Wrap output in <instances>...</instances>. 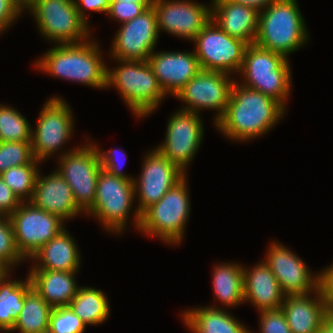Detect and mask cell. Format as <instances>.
I'll use <instances>...</instances> for the list:
<instances>
[{
  "mask_svg": "<svg viewBox=\"0 0 333 333\" xmlns=\"http://www.w3.org/2000/svg\"><path fill=\"white\" fill-rule=\"evenodd\" d=\"M201 70L230 73L243 65L247 43L223 31L212 19L193 39Z\"/></svg>",
  "mask_w": 333,
  "mask_h": 333,
  "instance_id": "obj_8",
  "label": "cell"
},
{
  "mask_svg": "<svg viewBox=\"0 0 333 333\" xmlns=\"http://www.w3.org/2000/svg\"><path fill=\"white\" fill-rule=\"evenodd\" d=\"M318 288L323 297H333V265L319 273Z\"/></svg>",
  "mask_w": 333,
  "mask_h": 333,
  "instance_id": "obj_42",
  "label": "cell"
},
{
  "mask_svg": "<svg viewBox=\"0 0 333 333\" xmlns=\"http://www.w3.org/2000/svg\"><path fill=\"white\" fill-rule=\"evenodd\" d=\"M184 177L155 204L141 214L139 230L156 236L165 243H179L189 217L190 204Z\"/></svg>",
  "mask_w": 333,
  "mask_h": 333,
  "instance_id": "obj_6",
  "label": "cell"
},
{
  "mask_svg": "<svg viewBox=\"0 0 333 333\" xmlns=\"http://www.w3.org/2000/svg\"><path fill=\"white\" fill-rule=\"evenodd\" d=\"M109 2L110 0H80V4L79 1L77 2V0L75 1L76 4V8L77 11L79 12L80 17L87 23L86 20V16L83 11V7L81 6V4L91 10V11H99V12H108V6H109Z\"/></svg>",
  "mask_w": 333,
  "mask_h": 333,
  "instance_id": "obj_41",
  "label": "cell"
},
{
  "mask_svg": "<svg viewBox=\"0 0 333 333\" xmlns=\"http://www.w3.org/2000/svg\"><path fill=\"white\" fill-rule=\"evenodd\" d=\"M264 261L279 282L285 295L315 293L318 289V276L309 273L307 265L283 245L272 243ZM308 292V293H307Z\"/></svg>",
  "mask_w": 333,
  "mask_h": 333,
  "instance_id": "obj_18",
  "label": "cell"
},
{
  "mask_svg": "<svg viewBox=\"0 0 333 333\" xmlns=\"http://www.w3.org/2000/svg\"><path fill=\"white\" fill-rule=\"evenodd\" d=\"M24 8L31 9L40 32L58 44L81 43L90 35L75 0H30Z\"/></svg>",
  "mask_w": 333,
  "mask_h": 333,
  "instance_id": "obj_7",
  "label": "cell"
},
{
  "mask_svg": "<svg viewBox=\"0 0 333 333\" xmlns=\"http://www.w3.org/2000/svg\"><path fill=\"white\" fill-rule=\"evenodd\" d=\"M60 162L57 171L70 185L76 205L88 212L94 204L98 174L102 169L97 147H78L62 155Z\"/></svg>",
  "mask_w": 333,
  "mask_h": 333,
  "instance_id": "obj_11",
  "label": "cell"
},
{
  "mask_svg": "<svg viewBox=\"0 0 333 333\" xmlns=\"http://www.w3.org/2000/svg\"><path fill=\"white\" fill-rule=\"evenodd\" d=\"M122 24L113 40L112 56L117 60L148 61L159 34L153 6Z\"/></svg>",
  "mask_w": 333,
  "mask_h": 333,
  "instance_id": "obj_15",
  "label": "cell"
},
{
  "mask_svg": "<svg viewBox=\"0 0 333 333\" xmlns=\"http://www.w3.org/2000/svg\"><path fill=\"white\" fill-rule=\"evenodd\" d=\"M20 203L21 201L0 176V216L9 217L19 207Z\"/></svg>",
  "mask_w": 333,
  "mask_h": 333,
  "instance_id": "obj_39",
  "label": "cell"
},
{
  "mask_svg": "<svg viewBox=\"0 0 333 333\" xmlns=\"http://www.w3.org/2000/svg\"><path fill=\"white\" fill-rule=\"evenodd\" d=\"M212 20L228 35L254 44L259 11L230 0H213Z\"/></svg>",
  "mask_w": 333,
  "mask_h": 333,
  "instance_id": "obj_21",
  "label": "cell"
},
{
  "mask_svg": "<svg viewBox=\"0 0 333 333\" xmlns=\"http://www.w3.org/2000/svg\"><path fill=\"white\" fill-rule=\"evenodd\" d=\"M8 271L0 278V330L12 331L15 320L18 318L27 291L32 287L31 279L25 282L8 281Z\"/></svg>",
  "mask_w": 333,
  "mask_h": 333,
  "instance_id": "obj_27",
  "label": "cell"
},
{
  "mask_svg": "<svg viewBox=\"0 0 333 333\" xmlns=\"http://www.w3.org/2000/svg\"><path fill=\"white\" fill-rule=\"evenodd\" d=\"M260 313V333H292L281 308Z\"/></svg>",
  "mask_w": 333,
  "mask_h": 333,
  "instance_id": "obj_36",
  "label": "cell"
},
{
  "mask_svg": "<svg viewBox=\"0 0 333 333\" xmlns=\"http://www.w3.org/2000/svg\"><path fill=\"white\" fill-rule=\"evenodd\" d=\"M24 6L30 1V0H19Z\"/></svg>",
  "mask_w": 333,
  "mask_h": 333,
  "instance_id": "obj_48",
  "label": "cell"
},
{
  "mask_svg": "<svg viewBox=\"0 0 333 333\" xmlns=\"http://www.w3.org/2000/svg\"><path fill=\"white\" fill-rule=\"evenodd\" d=\"M72 237L63 229L31 258L42 261L32 270L77 271L79 256Z\"/></svg>",
  "mask_w": 333,
  "mask_h": 333,
  "instance_id": "obj_25",
  "label": "cell"
},
{
  "mask_svg": "<svg viewBox=\"0 0 333 333\" xmlns=\"http://www.w3.org/2000/svg\"><path fill=\"white\" fill-rule=\"evenodd\" d=\"M326 302V318L333 322V297H323Z\"/></svg>",
  "mask_w": 333,
  "mask_h": 333,
  "instance_id": "obj_44",
  "label": "cell"
},
{
  "mask_svg": "<svg viewBox=\"0 0 333 333\" xmlns=\"http://www.w3.org/2000/svg\"><path fill=\"white\" fill-rule=\"evenodd\" d=\"M8 270L3 267L1 264H0V278L4 275L5 272H7Z\"/></svg>",
  "mask_w": 333,
  "mask_h": 333,
  "instance_id": "obj_47",
  "label": "cell"
},
{
  "mask_svg": "<svg viewBox=\"0 0 333 333\" xmlns=\"http://www.w3.org/2000/svg\"><path fill=\"white\" fill-rule=\"evenodd\" d=\"M314 300L304 295H285L281 309L292 333H318L326 318V302L319 290Z\"/></svg>",
  "mask_w": 333,
  "mask_h": 333,
  "instance_id": "obj_22",
  "label": "cell"
},
{
  "mask_svg": "<svg viewBox=\"0 0 333 333\" xmlns=\"http://www.w3.org/2000/svg\"><path fill=\"white\" fill-rule=\"evenodd\" d=\"M41 333H52L49 329L42 331Z\"/></svg>",
  "mask_w": 333,
  "mask_h": 333,
  "instance_id": "obj_49",
  "label": "cell"
},
{
  "mask_svg": "<svg viewBox=\"0 0 333 333\" xmlns=\"http://www.w3.org/2000/svg\"><path fill=\"white\" fill-rule=\"evenodd\" d=\"M140 180L134 183V192L139 193L140 202L135 215V225L139 229L141 214L151 205L157 203L167 191L185 176L179 167L169 161L157 149L149 153L144 161Z\"/></svg>",
  "mask_w": 333,
  "mask_h": 333,
  "instance_id": "obj_12",
  "label": "cell"
},
{
  "mask_svg": "<svg viewBox=\"0 0 333 333\" xmlns=\"http://www.w3.org/2000/svg\"><path fill=\"white\" fill-rule=\"evenodd\" d=\"M183 318L194 333H250L242 323L217 307L189 310Z\"/></svg>",
  "mask_w": 333,
  "mask_h": 333,
  "instance_id": "obj_26",
  "label": "cell"
},
{
  "mask_svg": "<svg viewBox=\"0 0 333 333\" xmlns=\"http://www.w3.org/2000/svg\"><path fill=\"white\" fill-rule=\"evenodd\" d=\"M110 2H134L142 4L147 9L153 6L154 0H110Z\"/></svg>",
  "mask_w": 333,
  "mask_h": 333,
  "instance_id": "obj_46",
  "label": "cell"
},
{
  "mask_svg": "<svg viewBox=\"0 0 333 333\" xmlns=\"http://www.w3.org/2000/svg\"><path fill=\"white\" fill-rule=\"evenodd\" d=\"M37 164H24L12 167L0 174L5 184L22 202L23 198L31 200L39 171ZM26 196V197H24Z\"/></svg>",
  "mask_w": 333,
  "mask_h": 333,
  "instance_id": "obj_32",
  "label": "cell"
},
{
  "mask_svg": "<svg viewBox=\"0 0 333 333\" xmlns=\"http://www.w3.org/2000/svg\"><path fill=\"white\" fill-rule=\"evenodd\" d=\"M30 202L63 221L82 212L76 205L70 185L58 171L44 178L38 173Z\"/></svg>",
  "mask_w": 333,
  "mask_h": 333,
  "instance_id": "obj_20",
  "label": "cell"
},
{
  "mask_svg": "<svg viewBox=\"0 0 333 333\" xmlns=\"http://www.w3.org/2000/svg\"><path fill=\"white\" fill-rule=\"evenodd\" d=\"M203 137L197 113L179 110L168 122L166 140L157 150L183 172L194 157Z\"/></svg>",
  "mask_w": 333,
  "mask_h": 333,
  "instance_id": "obj_16",
  "label": "cell"
},
{
  "mask_svg": "<svg viewBox=\"0 0 333 333\" xmlns=\"http://www.w3.org/2000/svg\"><path fill=\"white\" fill-rule=\"evenodd\" d=\"M243 290L244 301L253 302L260 312L281 308L285 298L279 282L264 261L251 271L243 268Z\"/></svg>",
  "mask_w": 333,
  "mask_h": 333,
  "instance_id": "obj_23",
  "label": "cell"
},
{
  "mask_svg": "<svg viewBox=\"0 0 333 333\" xmlns=\"http://www.w3.org/2000/svg\"><path fill=\"white\" fill-rule=\"evenodd\" d=\"M148 62L165 94L174 96L201 71L195 52H152Z\"/></svg>",
  "mask_w": 333,
  "mask_h": 333,
  "instance_id": "obj_19",
  "label": "cell"
},
{
  "mask_svg": "<svg viewBox=\"0 0 333 333\" xmlns=\"http://www.w3.org/2000/svg\"><path fill=\"white\" fill-rule=\"evenodd\" d=\"M77 271L32 270L29 274L32 287L52 307L69 306L79 288L74 275Z\"/></svg>",
  "mask_w": 333,
  "mask_h": 333,
  "instance_id": "obj_24",
  "label": "cell"
},
{
  "mask_svg": "<svg viewBox=\"0 0 333 333\" xmlns=\"http://www.w3.org/2000/svg\"><path fill=\"white\" fill-rule=\"evenodd\" d=\"M101 60L98 45L86 40L51 48L36 65L53 76L105 88L107 67Z\"/></svg>",
  "mask_w": 333,
  "mask_h": 333,
  "instance_id": "obj_2",
  "label": "cell"
},
{
  "mask_svg": "<svg viewBox=\"0 0 333 333\" xmlns=\"http://www.w3.org/2000/svg\"><path fill=\"white\" fill-rule=\"evenodd\" d=\"M53 308L31 287L24 298L23 308L15 320L12 330L21 333H41L49 329Z\"/></svg>",
  "mask_w": 333,
  "mask_h": 333,
  "instance_id": "obj_28",
  "label": "cell"
},
{
  "mask_svg": "<svg viewBox=\"0 0 333 333\" xmlns=\"http://www.w3.org/2000/svg\"><path fill=\"white\" fill-rule=\"evenodd\" d=\"M122 65L108 70L107 86H115L123 99L141 117L150 114L166 96L148 61L120 60Z\"/></svg>",
  "mask_w": 333,
  "mask_h": 333,
  "instance_id": "obj_4",
  "label": "cell"
},
{
  "mask_svg": "<svg viewBox=\"0 0 333 333\" xmlns=\"http://www.w3.org/2000/svg\"><path fill=\"white\" fill-rule=\"evenodd\" d=\"M23 8L24 5L19 0H0V29H6Z\"/></svg>",
  "mask_w": 333,
  "mask_h": 333,
  "instance_id": "obj_38",
  "label": "cell"
},
{
  "mask_svg": "<svg viewBox=\"0 0 333 333\" xmlns=\"http://www.w3.org/2000/svg\"><path fill=\"white\" fill-rule=\"evenodd\" d=\"M288 59L283 54L248 44L240 72L246 83L242 86L268 95L284 107L290 90L291 71Z\"/></svg>",
  "mask_w": 333,
  "mask_h": 333,
  "instance_id": "obj_5",
  "label": "cell"
},
{
  "mask_svg": "<svg viewBox=\"0 0 333 333\" xmlns=\"http://www.w3.org/2000/svg\"><path fill=\"white\" fill-rule=\"evenodd\" d=\"M32 129L27 120L7 106H0V142H31Z\"/></svg>",
  "mask_w": 333,
  "mask_h": 333,
  "instance_id": "obj_31",
  "label": "cell"
},
{
  "mask_svg": "<svg viewBox=\"0 0 333 333\" xmlns=\"http://www.w3.org/2000/svg\"><path fill=\"white\" fill-rule=\"evenodd\" d=\"M72 112L65 101L53 97L40 112L35 134H31L33 156L40 162L65 143L72 131Z\"/></svg>",
  "mask_w": 333,
  "mask_h": 333,
  "instance_id": "obj_13",
  "label": "cell"
},
{
  "mask_svg": "<svg viewBox=\"0 0 333 333\" xmlns=\"http://www.w3.org/2000/svg\"><path fill=\"white\" fill-rule=\"evenodd\" d=\"M8 218L13 227L17 249L24 258L32 257L64 229L62 219L35 207L29 201L28 205H23L22 201Z\"/></svg>",
  "mask_w": 333,
  "mask_h": 333,
  "instance_id": "obj_10",
  "label": "cell"
},
{
  "mask_svg": "<svg viewBox=\"0 0 333 333\" xmlns=\"http://www.w3.org/2000/svg\"><path fill=\"white\" fill-rule=\"evenodd\" d=\"M146 8L134 2H109L108 14L125 23L140 15Z\"/></svg>",
  "mask_w": 333,
  "mask_h": 333,
  "instance_id": "obj_37",
  "label": "cell"
},
{
  "mask_svg": "<svg viewBox=\"0 0 333 333\" xmlns=\"http://www.w3.org/2000/svg\"><path fill=\"white\" fill-rule=\"evenodd\" d=\"M230 1L252 7L260 12L261 10L265 9L270 3L277 0H230Z\"/></svg>",
  "mask_w": 333,
  "mask_h": 333,
  "instance_id": "obj_43",
  "label": "cell"
},
{
  "mask_svg": "<svg viewBox=\"0 0 333 333\" xmlns=\"http://www.w3.org/2000/svg\"><path fill=\"white\" fill-rule=\"evenodd\" d=\"M116 151H119V150H116ZM116 151L109 150L108 152H106L104 154L102 151L100 152L99 148L97 149V153L99 156V160H100L102 169L116 177H121V178H124L127 180H134V179L128 177L127 175H124V173L121 172L119 164H118V162H116V161H118V158L115 157V155H114ZM124 156H126L125 153H124Z\"/></svg>",
  "mask_w": 333,
  "mask_h": 333,
  "instance_id": "obj_40",
  "label": "cell"
},
{
  "mask_svg": "<svg viewBox=\"0 0 333 333\" xmlns=\"http://www.w3.org/2000/svg\"><path fill=\"white\" fill-rule=\"evenodd\" d=\"M261 11L256 45L287 56L307 43L306 27L296 0H277Z\"/></svg>",
  "mask_w": 333,
  "mask_h": 333,
  "instance_id": "obj_3",
  "label": "cell"
},
{
  "mask_svg": "<svg viewBox=\"0 0 333 333\" xmlns=\"http://www.w3.org/2000/svg\"><path fill=\"white\" fill-rule=\"evenodd\" d=\"M23 258L17 249L10 219L0 216V264L10 271L11 265L17 264Z\"/></svg>",
  "mask_w": 333,
  "mask_h": 333,
  "instance_id": "obj_34",
  "label": "cell"
},
{
  "mask_svg": "<svg viewBox=\"0 0 333 333\" xmlns=\"http://www.w3.org/2000/svg\"><path fill=\"white\" fill-rule=\"evenodd\" d=\"M318 333H333V322L325 318Z\"/></svg>",
  "mask_w": 333,
  "mask_h": 333,
  "instance_id": "obj_45",
  "label": "cell"
},
{
  "mask_svg": "<svg viewBox=\"0 0 333 333\" xmlns=\"http://www.w3.org/2000/svg\"><path fill=\"white\" fill-rule=\"evenodd\" d=\"M133 181L116 177L101 169L94 204L87 213L100 218L106 229L121 233L135 199Z\"/></svg>",
  "mask_w": 333,
  "mask_h": 333,
  "instance_id": "obj_9",
  "label": "cell"
},
{
  "mask_svg": "<svg viewBox=\"0 0 333 333\" xmlns=\"http://www.w3.org/2000/svg\"><path fill=\"white\" fill-rule=\"evenodd\" d=\"M284 109L274 98L234 81L226 111L215 125L229 138L248 140L271 129Z\"/></svg>",
  "mask_w": 333,
  "mask_h": 333,
  "instance_id": "obj_1",
  "label": "cell"
},
{
  "mask_svg": "<svg viewBox=\"0 0 333 333\" xmlns=\"http://www.w3.org/2000/svg\"><path fill=\"white\" fill-rule=\"evenodd\" d=\"M31 142H0V174L24 164H37Z\"/></svg>",
  "mask_w": 333,
  "mask_h": 333,
  "instance_id": "obj_33",
  "label": "cell"
},
{
  "mask_svg": "<svg viewBox=\"0 0 333 333\" xmlns=\"http://www.w3.org/2000/svg\"><path fill=\"white\" fill-rule=\"evenodd\" d=\"M153 8L157 16L158 32L166 30L170 34L193 40L210 22L212 8L190 1L154 0Z\"/></svg>",
  "mask_w": 333,
  "mask_h": 333,
  "instance_id": "obj_17",
  "label": "cell"
},
{
  "mask_svg": "<svg viewBox=\"0 0 333 333\" xmlns=\"http://www.w3.org/2000/svg\"><path fill=\"white\" fill-rule=\"evenodd\" d=\"M213 287L216 296L225 306L240 305L244 301L243 267L234 263L216 266Z\"/></svg>",
  "mask_w": 333,
  "mask_h": 333,
  "instance_id": "obj_29",
  "label": "cell"
},
{
  "mask_svg": "<svg viewBox=\"0 0 333 333\" xmlns=\"http://www.w3.org/2000/svg\"><path fill=\"white\" fill-rule=\"evenodd\" d=\"M85 326L69 306L53 308L50 314L49 330L52 333H83Z\"/></svg>",
  "mask_w": 333,
  "mask_h": 333,
  "instance_id": "obj_35",
  "label": "cell"
},
{
  "mask_svg": "<svg viewBox=\"0 0 333 333\" xmlns=\"http://www.w3.org/2000/svg\"><path fill=\"white\" fill-rule=\"evenodd\" d=\"M69 308L85 323L100 324L108 318L109 304L101 290L89 287H79Z\"/></svg>",
  "mask_w": 333,
  "mask_h": 333,
  "instance_id": "obj_30",
  "label": "cell"
},
{
  "mask_svg": "<svg viewBox=\"0 0 333 333\" xmlns=\"http://www.w3.org/2000/svg\"><path fill=\"white\" fill-rule=\"evenodd\" d=\"M228 73L201 70L176 95L185 101L187 107L182 110L198 114L199 109L218 110L215 123L223 116L229 101L231 86Z\"/></svg>",
  "mask_w": 333,
  "mask_h": 333,
  "instance_id": "obj_14",
  "label": "cell"
}]
</instances>
